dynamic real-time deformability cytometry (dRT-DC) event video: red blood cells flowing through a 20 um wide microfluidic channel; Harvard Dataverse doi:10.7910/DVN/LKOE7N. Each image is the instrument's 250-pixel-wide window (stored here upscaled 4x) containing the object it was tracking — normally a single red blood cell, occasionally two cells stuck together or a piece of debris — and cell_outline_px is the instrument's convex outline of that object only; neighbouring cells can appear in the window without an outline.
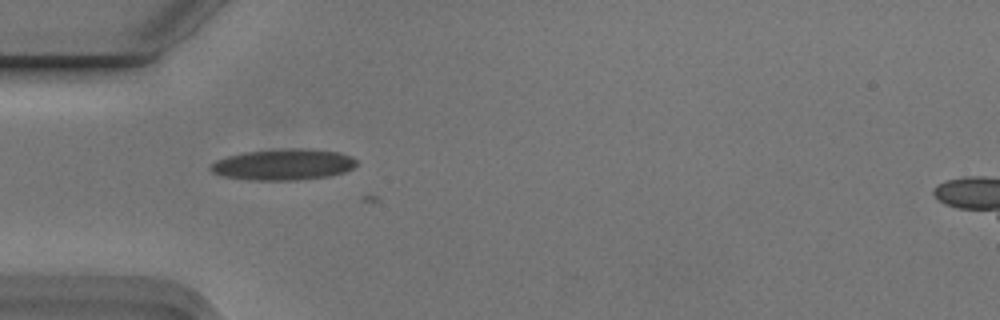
{"species": "Egyptian fruit bat (a non-hibernating species)", "species_latin": "Rousettus aegyptiacus", "temperature_condition": "cold", "stored_images_in_passage": 5, "camera_frame_rate_fps": 3000, "um_per_image_px": 0.085, "animal": {"sex": "male"}, "frame": {"image": 1, "passage_image": 5, "time_ms": 1.333, "image_size_px": [1000, 320], "cell_outline_px": [[356, 164], [352, 168], [344, 172], [328, 176], [296, 180], [248, 180], [224, 176], [212, 172], [208, 168], [216, 160], [228, 156], [244, 152], [284, 148], [304, 148], [340, 152], [352, 156], [356, 160]], "centroid_in_image_um": [24.08, 13.98], "position_along_channel_um": 60.9, "area_um2": 26.53}}